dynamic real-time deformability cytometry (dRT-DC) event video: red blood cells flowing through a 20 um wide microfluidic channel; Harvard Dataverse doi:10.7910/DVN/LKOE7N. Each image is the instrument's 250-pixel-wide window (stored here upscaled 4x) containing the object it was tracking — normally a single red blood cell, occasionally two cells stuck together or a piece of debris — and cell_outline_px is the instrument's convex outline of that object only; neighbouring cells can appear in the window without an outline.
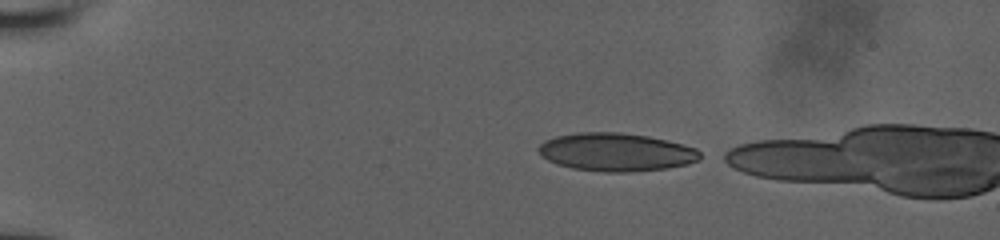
{"species": "human", "species_latin": "Homo sapiens", "temperature_condition": "room temperature", "stored_images_in_passage": 4, "camera_frame_rate_fps": 3000, "um_per_image_px": 0.085, "donor": {"sex": "male"}, "frame": {"image": 1, "passage_image": 1, "time_ms": 0.0, "image_size_px": [1000, 240], "cell_outline_px": [[700, 160], [688, 164], [668, 168], [628, 172], [604, 172], [572, 168], [556, 164], [540, 156], [536, 148], [544, 140], [556, 136], [576, 132], [620, 132], [648, 136], [668, 140], [684, 144], [696, 148], [700, 152]], "centroid_in_image_um": [52.35, 12.92], "position_along_channel_um": 32.6, "area_um2": 36.3}}